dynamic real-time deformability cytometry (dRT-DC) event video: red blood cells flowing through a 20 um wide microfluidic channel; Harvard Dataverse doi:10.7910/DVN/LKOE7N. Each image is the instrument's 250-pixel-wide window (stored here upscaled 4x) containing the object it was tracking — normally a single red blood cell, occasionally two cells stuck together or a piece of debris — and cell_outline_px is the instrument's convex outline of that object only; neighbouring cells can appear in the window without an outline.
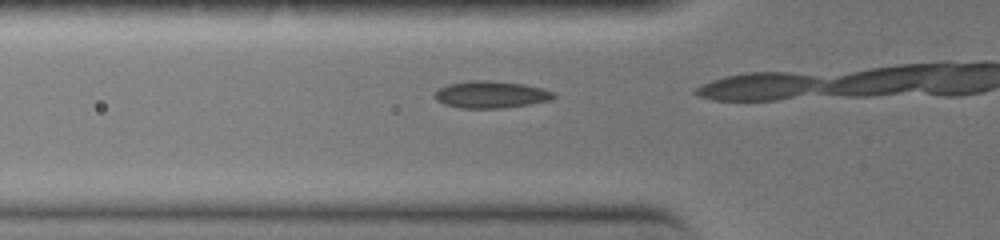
{"species": "common noctule bat (a hibernating species)", "species_latin": "Nyctalus noctula", "temperature_condition": "warm", "stored_images_in_passage": 3, "camera_frame_rate_fps": 3000, "um_per_image_px": 0.085, "animal": {"sex": "female", "body_mass_g": 19.0, "forearm_length_mm": 51.5}, "frame": {"image": 1, "passage_image": 2, "time_ms": 0.333, "image_size_px": [1000, 240], "cell_outline_px": [[556, 96], [552, 100], [504, 108], [460, 108], [444, 104], [436, 100], [432, 96], [440, 88], [448, 84], [472, 80], [492, 80], [524, 84], [544, 88], [556, 92]], "centroid_in_image_um": [41.76, 8.03], "position_along_channel_um": 84.0, "area_um2": 18.96}}